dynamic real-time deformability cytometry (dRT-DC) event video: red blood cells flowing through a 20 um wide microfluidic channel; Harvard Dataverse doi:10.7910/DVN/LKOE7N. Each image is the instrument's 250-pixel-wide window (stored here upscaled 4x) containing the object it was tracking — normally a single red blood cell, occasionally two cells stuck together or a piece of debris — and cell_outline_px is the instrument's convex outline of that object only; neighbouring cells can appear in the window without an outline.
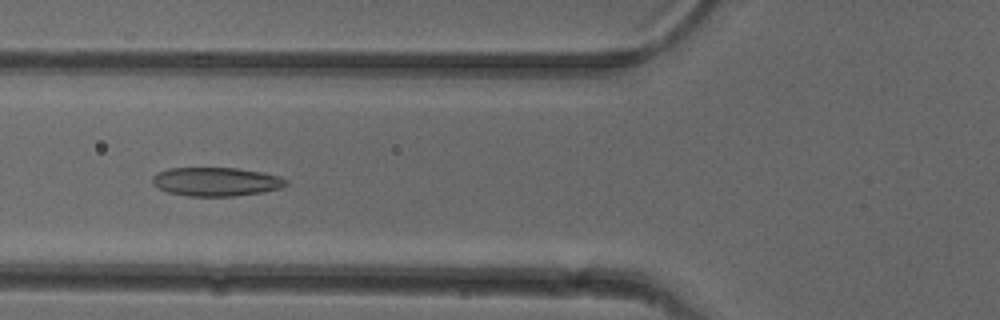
{"species": "common noctule bat (a hibernating species)", "species_latin": "Nyctalus noctula", "temperature_condition": "cold", "stored_images_in_passage": 52, "camera_frame_rate_fps": 3000, "um_per_image_px": 0.085, "animal": {"sex": "female"}, "frame": {"image": 1, "passage_image": 20, "time_ms": 6.333, "image_size_px": [1000, 320], "cell_outline_px": [[288, 184], [280, 188], [264, 192], [232, 196], [188, 196], [168, 192], [152, 184], [152, 176], [156, 172], [168, 168], [236, 168], [264, 172], [280, 176], [288, 180]], "centroid_in_image_um": [18.38, 15.44], "position_along_channel_um": 107.4, "area_um2": 22.54}}
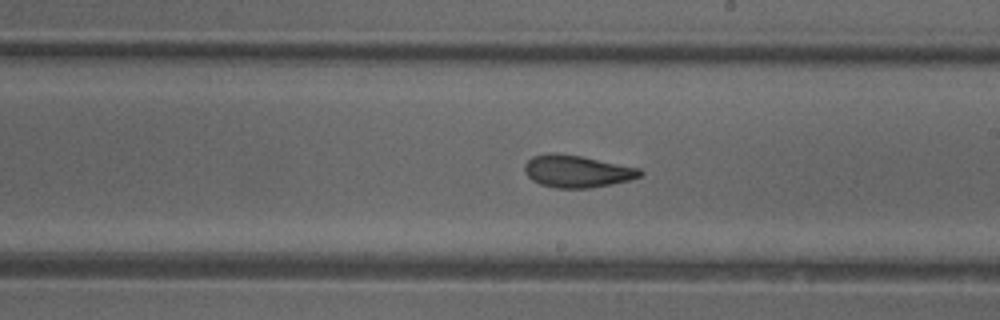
{"frame": {"image": 2, "passage_image": 30, "time_ms": 9.667, "image_size_px": [1000, 320], "cell_outline_px": [[644, 172], [640, 176], [628, 180], [612, 184], [588, 188], [556, 188], [540, 184], [532, 180], [524, 172], [524, 164], [532, 156], [548, 152], [552, 152], [580, 156], [640, 168]], "centroid_in_image_um": [49.01, 14.55], "position_along_channel_um": 240.0, "area_um2": 21.68}}
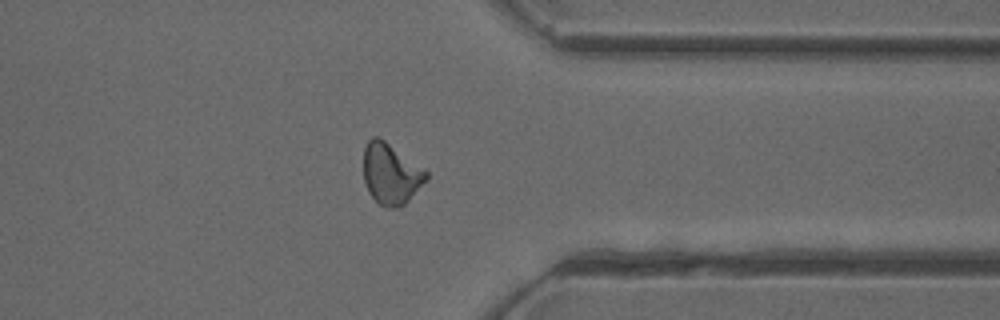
{"frame": {"image": 3, "passage_image": 41, "time_ms": 13.333, "image_size_px": [1000, 320], "cell_outline_px": [[428, 180], [400, 208], [388, 208], [380, 204], [368, 192], [364, 180], [364, 148], [368, 140], [372, 136], [380, 136], [428, 172]], "centroid_in_image_um": [33.22, 14.76], "position_along_channel_um": 378.2, "area_um2": 22.31}, "authors_computed_cell_mechanics": {"area_um2": 21.964, "velocity_mm_per_s": 3.9561, "shape_relaxation_time_tau1_ms": 9.0644, "shape_relaxation_time_tau2_ms": 1.6874, "deformation_change_tau1": 0.203, "deformation_change_tau2": 0.0839}}